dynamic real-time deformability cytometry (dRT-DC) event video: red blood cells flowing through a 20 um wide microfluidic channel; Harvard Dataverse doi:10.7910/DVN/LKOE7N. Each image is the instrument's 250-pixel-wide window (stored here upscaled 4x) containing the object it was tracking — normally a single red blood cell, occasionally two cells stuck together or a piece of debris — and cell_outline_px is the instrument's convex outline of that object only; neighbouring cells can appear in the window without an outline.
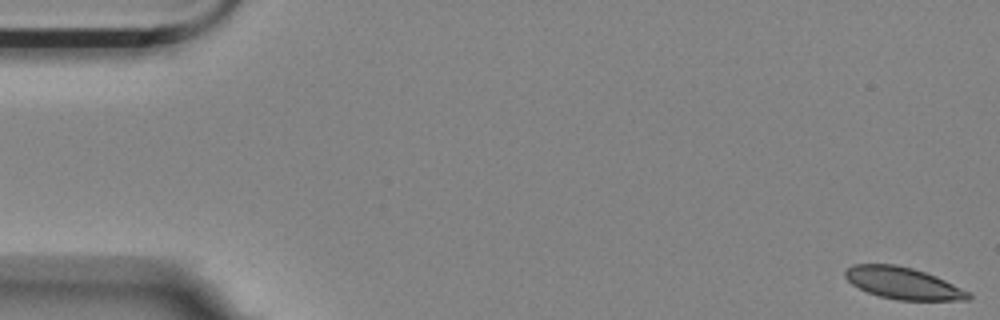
{"species": "Egyptian fruit bat (a non-hibernating species)", "species_latin": "Rousettus aegyptiacus", "temperature_condition": "room temperature", "stored_images_in_passage": 57, "camera_frame_rate_fps": 3000, "um_per_image_px": 0.085, "animal": {"sex": "female"}, "frame": {"image": 1, "passage_image": 1, "time_ms": 0.0, "image_size_px": [1000, 320], "cell_outline_px": [[972, 296], [968, 300], [896, 300], [880, 296], [868, 292], [852, 284], [844, 276], [844, 272], [852, 264], [896, 264], [912, 268], [936, 276], [968, 292]], "centroid_in_image_um": [76.73, 24.07], "position_along_channel_um": 8.3, "area_um2": 22.6}}
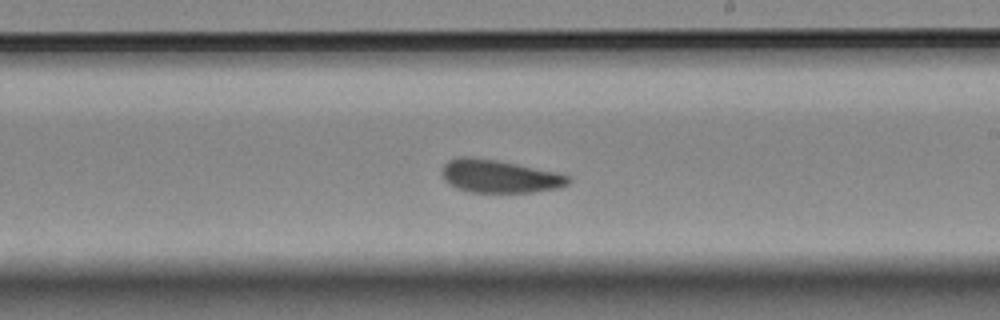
{"frame": {"image": 2, "passage_image": 33, "time_ms": 10.667, "image_size_px": [1000, 320], "cell_outline_px": [[572, 180], [568, 184], [560, 188], [532, 192], [468, 192], [456, 188], [448, 184], [444, 180], [440, 172], [440, 168], [448, 160], [456, 156], [468, 156], [496, 160], [560, 172], [572, 176]], "centroid_in_image_um": [42.45, 14.98], "position_along_channel_um": 246.6, "area_um2": 24.85}}
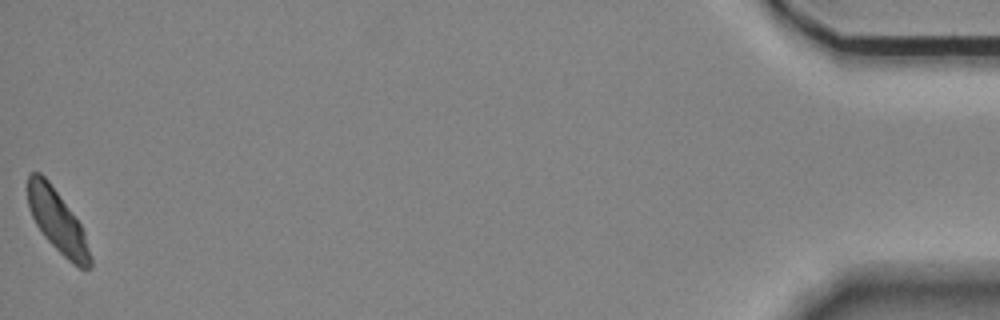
{"frame": {"image": 3, "passage_image": 57, "time_ms": 18.667, "image_size_px": [1000, 320], "cell_outline_px": [[92, 268], [80, 268], [72, 264], [44, 236], [36, 224], [28, 208], [28, 172], [40, 172], [48, 180], [80, 224], [84, 232], [92, 260]], "centroid_in_image_um": [4.87, 18.81], "position_along_channel_um": 430.3, "area_um2": 22.37}, "authors_computed_cell_mechanics": {"area_um2": 24.1026, "velocity_mm_per_s": 3.4887, "shape_relaxation_time_tau1_ms": 5.0247, "shape_relaxation_time_tau2_ms": 1.4589, "deformation_change_tau1": 0.0981, "deformation_change_tau2": 0.0744}}